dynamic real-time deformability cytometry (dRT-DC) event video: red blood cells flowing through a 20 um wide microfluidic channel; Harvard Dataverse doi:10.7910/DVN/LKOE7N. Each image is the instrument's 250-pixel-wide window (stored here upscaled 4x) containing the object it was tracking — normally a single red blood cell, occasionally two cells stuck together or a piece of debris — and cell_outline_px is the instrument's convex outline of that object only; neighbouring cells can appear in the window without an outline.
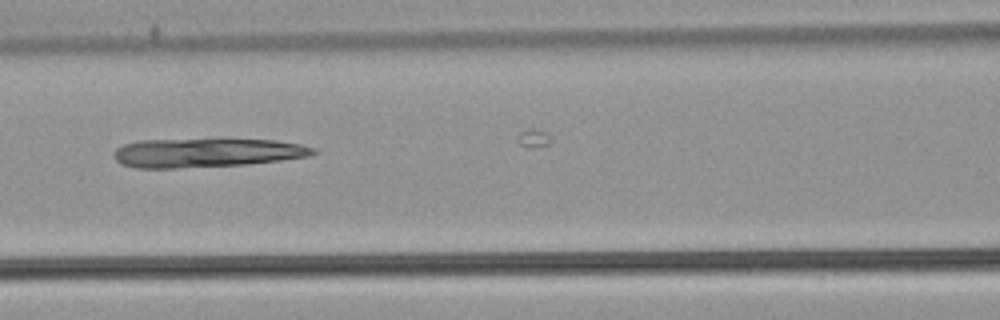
{"species": "common noctule bat (a hibernating species)", "species_latin": "Nyctalus noctula", "temperature_condition": "warm", "stored_images_in_passage": 25, "camera_frame_rate_fps": 3000, "um_per_image_px": 0.085, "animal": {"sex": "male", "body_mass_g": 21.5, "forearm_length_mm": 52.0}, "frame": {"image": 1, "passage_image": 8, "time_ms": 2.333, "image_size_px": [1000, 320], "cell_outline_px": [[316, 152], [308, 156], [280, 160], [248, 164], [176, 168], [136, 168], [120, 164], [116, 160], [112, 152], [116, 148], [124, 144], [140, 140], [276, 140], [300, 144], [316, 148]], "centroid_in_image_um": [17.51, 12.99], "position_along_channel_um": 149.1, "area_um2": 33.35}}
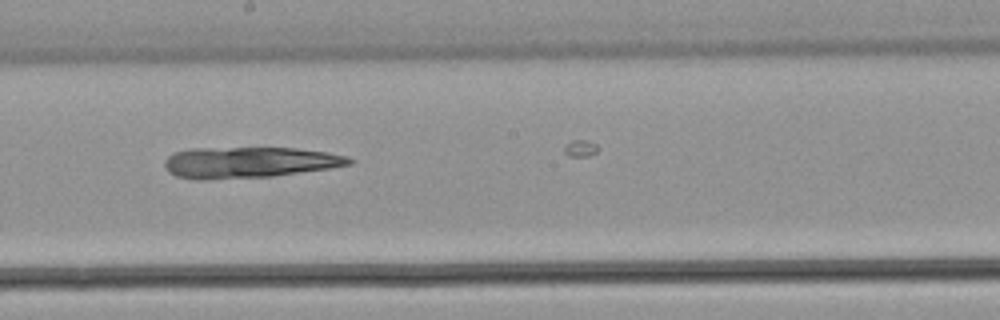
{"frame": {"image": 2, "passage_image": 14, "time_ms": 4.333, "image_size_px": [1000, 320], "cell_outline_px": [[356, 160], [352, 164], [328, 168], [272, 176], [208, 180], [196, 180], [176, 176], [168, 172], [164, 164], [164, 160], [172, 152], [188, 148], [296, 148], [328, 152], [348, 156]], "centroid_in_image_um": [21.14, 13.8], "position_along_channel_um": 227.1, "area_um2": 33.7}}
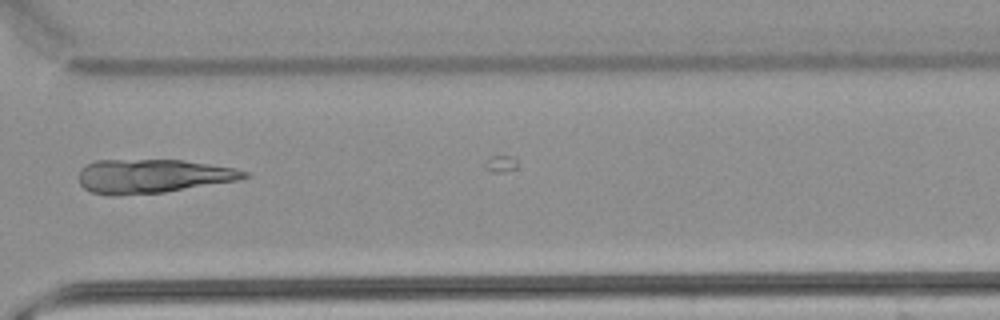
{"frame": {"image": 3, "passage_image": 24, "time_ms": 7.667, "image_size_px": [1000, 320], "cell_outline_px": [[248, 176], [240, 180], [164, 192], [116, 196], [108, 196], [92, 192], [84, 188], [80, 184], [80, 168], [96, 160], [180, 160], [236, 168], [248, 172]], "centroid_in_image_um": [12.96, 14.98], "position_along_channel_um": 357.6, "area_um2": 32.66}}